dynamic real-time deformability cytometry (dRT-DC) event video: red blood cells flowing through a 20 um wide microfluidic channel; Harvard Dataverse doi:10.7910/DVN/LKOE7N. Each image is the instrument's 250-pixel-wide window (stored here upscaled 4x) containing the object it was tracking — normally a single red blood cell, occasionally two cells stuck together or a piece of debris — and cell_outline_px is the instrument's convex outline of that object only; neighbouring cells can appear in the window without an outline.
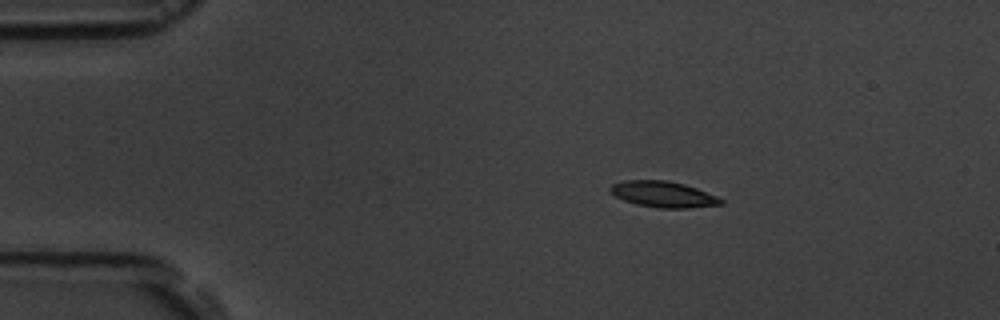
{"species": "common noctule bat (a hibernating species)", "species_latin": "Nyctalus noctula", "temperature_condition": "room temperature", "stored_images_in_passage": 4, "camera_frame_rate_fps": 3000, "um_per_image_px": 0.085, "animal": {"sex": "male", "body_mass_g": 19.5, "forearm_length_mm": 54.6}, "frame": {"image": 1, "passage_image": 2, "time_ms": 1.0, "image_size_px": [1000, 320], "cell_outline_px": [[724, 204], [688, 208], [656, 208], [636, 204], [624, 200], [608, 192], [608, 188], [612, 184], [624, 180], [668, 180], [684, 184], [696, 188], [716, 196], [724, 200]], "centroid_in_image_um": [56.35, 16.51], "position_along_channel_um": 28.7, "area_um2": 16.88}}
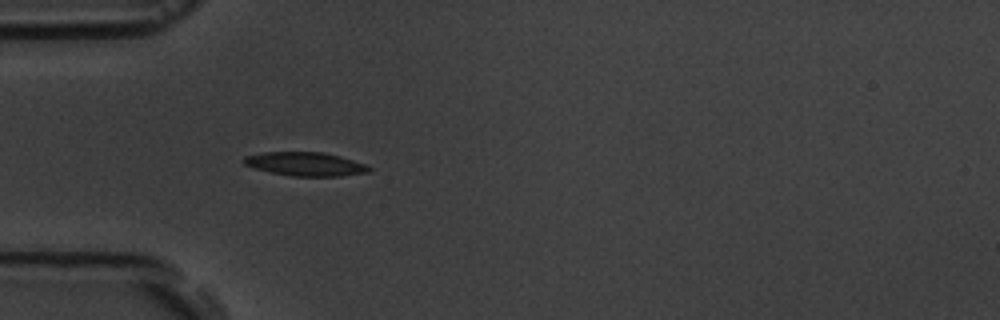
{"frame": {"image": 2, "passage_image": 4, "time_ms": 3.333, "image_size_px": [1000, 320], "cell_outline_px": [[372, 168], [368, 172], [340, 176], [292, 176], [272, 172], [256, 168], [244, 164], [240, 160], [244, 156], [264, 152], [324, 152], [340, 156], [364, 164]], "centroid_in_image_um": [25.93, 13.93], "position_along_channel_um": 59.1, "area_um2": 17.17}}